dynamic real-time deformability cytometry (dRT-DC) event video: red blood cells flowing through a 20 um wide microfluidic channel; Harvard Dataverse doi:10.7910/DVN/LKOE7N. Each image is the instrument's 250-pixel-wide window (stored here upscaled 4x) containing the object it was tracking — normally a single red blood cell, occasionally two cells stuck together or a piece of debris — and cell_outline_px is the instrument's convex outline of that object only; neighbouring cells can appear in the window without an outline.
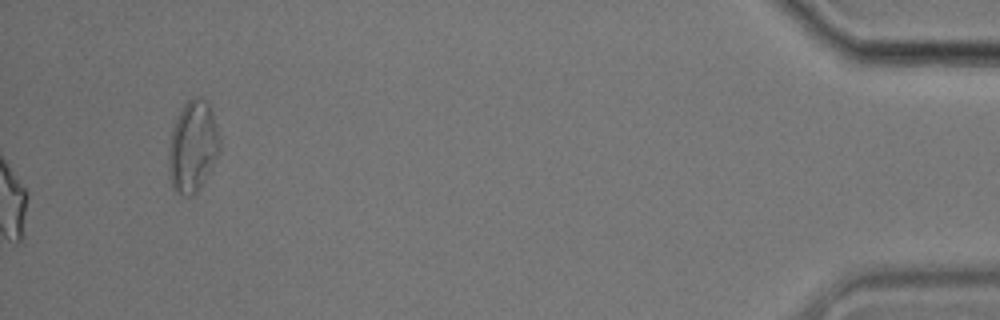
{"species": "common noctule bat (a hibernating species)", "species_latin": "Nyctalus noctula", "temperature_condition": "cold", "stored_images_in_passage": 41, "camera_frame_rate_fps": 3000, "um_per_image_px": 0.085, "animal": {"sex": "male", "body_mass_g": 17.9}, "frame": {"image": 1, "passage_image": 41, "time_ms": 13.333, "image_size_px": [1000, 320], "cell_outline_px": [[220, 152], [216, 160], [196, 192], [192, 196], [184, 196], [176, 192], [172, 188], [168, 164], [168, 148], [172, 128], [176, 116], [184, 104], [192, 96], [200, 96], [208, 100], [220, 136]], "centroid_in_image_um": [16.38, 12.41], "position_along_channel_um": 418.8, "area_um2": 27.57}, "authors_computed_cell_mechanics": {"area_um2": 20.1144, "velocity_mm_per_s": 3.5416, "shape_relaxation_time_tau1_ms": 7.4918, "shape_relaxation_time_tau2_ms": 3.9599, "deformation_change_tau1": 0.1484, "deformation_change_tau2": 0.1247}}